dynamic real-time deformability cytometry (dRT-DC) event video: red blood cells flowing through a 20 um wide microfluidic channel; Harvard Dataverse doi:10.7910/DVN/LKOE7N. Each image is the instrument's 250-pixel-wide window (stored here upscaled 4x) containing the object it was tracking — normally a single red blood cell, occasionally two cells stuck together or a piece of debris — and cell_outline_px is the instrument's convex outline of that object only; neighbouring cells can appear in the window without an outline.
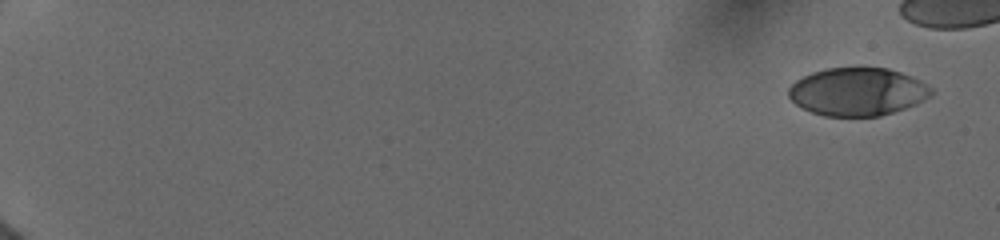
{"species": "human", "species_latin": "Homo sapiens", "temperature_condition": "cold", "stored_images_in_passage": 13, "camera_frame_rate_fps": 3000, "um_per_image_px": 0.085, "donor": {"sex": "female"}, "frame": {"image": 1, "passage_image": 1, "time_ms": 0.0, "image_size_px": [1000, 240], "cell_outline_px": [[932, 92], [924, 100], [916, 104], [880, 116], [824, 116], [800, 108], [788, 96], [788, 88], [796, 80], [812, 72], [824, 68], [888, 68], [912, 76], [920, 80], [932, 88]], "centroid_in_image_um": [72.86, 7.8], "position_along_channel_um": 12.1, "area_um2": 39.82}}
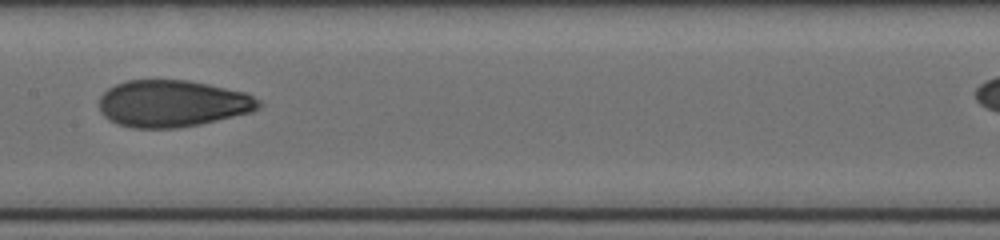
{"frame": {"image": 2, "passage_image": 10, "time_ms": 9.667, "image_size_px": [1000, 240], "cell_outline_px": [[260, 108], [252, 112], [200, 124], [180, 128], [132, 128], [116, 124], [108, 120], [100, 112], [100, 96], [108, 88], [116, 84], [128, 80], [188, 80], [248, 92], [260, 100]], "centroid_in_image_um": [14.67, 8.8], "position_along_channel_um": 192.7, "area_um2": 43.93}}
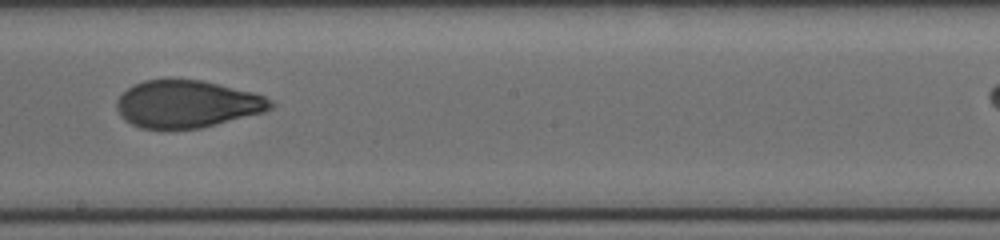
{"frame": {"image": 3, "passage_image": 12, "time_ms": 10.667, "image_size_px": [1000, 240], "cell_outline_px": [[276, 104], [272, 108], [264, 112], [200, 128], [140, 128], [124, 120], [120, 116], [116, 108], [116, 100], [132, 84], [144, 80], [200, 80], [256, 92], [272, 100]], "centroid_in_image_um": [15.91, 8.84], "position_along_channel_um": 232.3, "area_um2": 42.43}}